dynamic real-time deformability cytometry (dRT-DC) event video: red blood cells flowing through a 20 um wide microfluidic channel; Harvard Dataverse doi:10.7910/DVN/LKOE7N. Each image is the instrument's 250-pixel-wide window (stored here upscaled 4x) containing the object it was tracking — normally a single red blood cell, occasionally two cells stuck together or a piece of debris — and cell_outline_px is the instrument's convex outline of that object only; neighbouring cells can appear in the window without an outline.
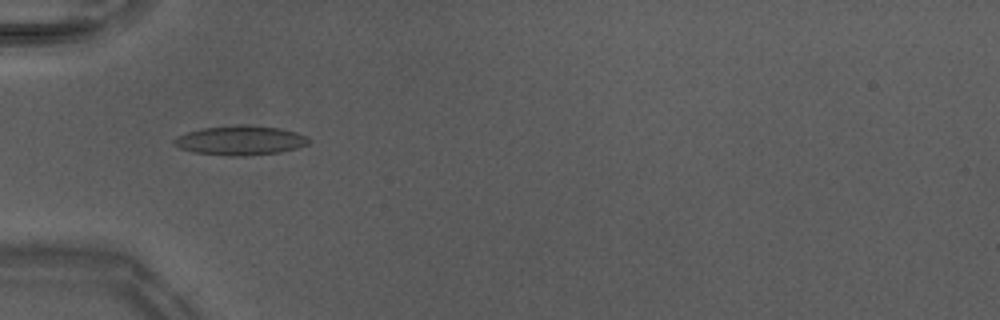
{"species": "Egyptian fruit bat (a non-hibernating species)", "species_latin": "Rousettus aegyptiacus", "temperature_condition": "warm", "stored_images_in_passage": 34, "camera_frame_rate_fps": 3000, "um_per_image_px": 0.085, "animal": {"sex": "male"}, "frame": {"image": 1, "passage_image": 2, "time_ms": 0.333, "image_size_px": [1000, 320], "cell_outline_px": [[312, 140], [308, 144], [296, 148], [280, 152], [244, 156], [228, 156], [192, 152], [180, 148], [172, 144], [172, 140], [188, 132], [204, 128], [240, 124], [244, 124], [280, 128], [296, 132], [308, 136]], "centroid_in_image_um": [20.46, 11.93], "position_along_channel_um": 64.5, "area_um2": 23.18}}
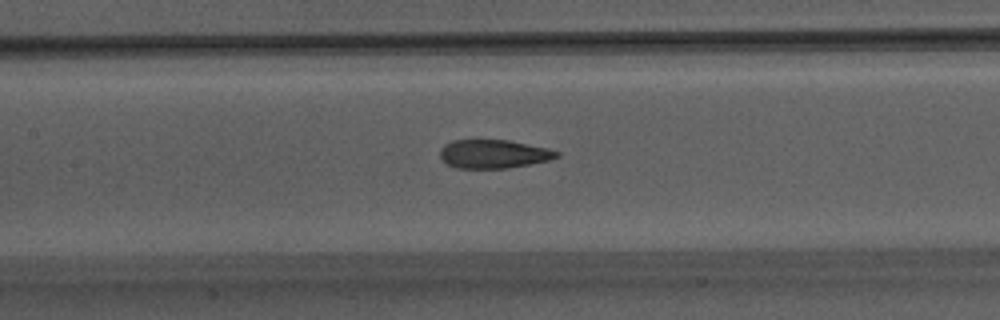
{"frame": {"image": 2, "passage_image": 9, "time_ms": 2.667, "image_size_px": [1000, 320], "cell_outline_px": [[560, 156], [548, 160], [508, 168], [456, 168], [448, 164], [440, 156], [440, 148], [444, 144], [452, 140], [508, 140], [544, 148], [560, 152]], "centroid_in_image_um": [41.91, 13.08], "position_along_channel_um": 165.5, "area_um2": 19.19}}
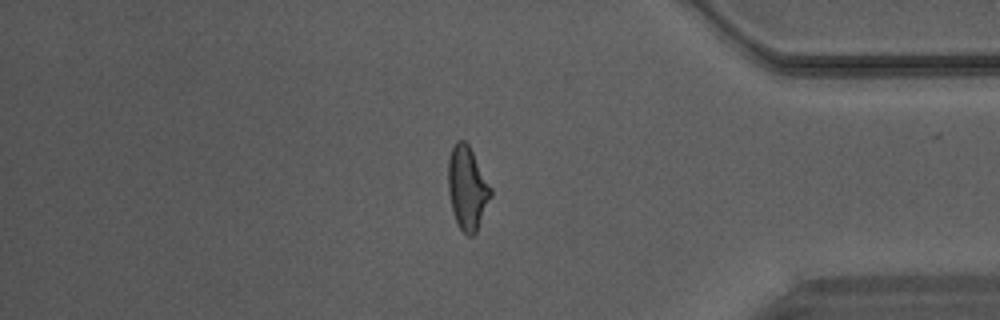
{"frame": {"image": 3, "passage_image": 26, "time_ms": 8.333, "image_size_px": [1000, 320], "cell_outline_px": [[492, 196], [476, 232], [472, 236], [468, 236], [460, 228], [456, 220], [452, 208], [448, 192], [448, 160], [452, 148], [456, 140], [464, 140], [468, 144], [492, 188]], "centroid_in_image_um": [39.73, 15.97], "position_along_channel_um": 395.5, "area_um2": 20.58}}